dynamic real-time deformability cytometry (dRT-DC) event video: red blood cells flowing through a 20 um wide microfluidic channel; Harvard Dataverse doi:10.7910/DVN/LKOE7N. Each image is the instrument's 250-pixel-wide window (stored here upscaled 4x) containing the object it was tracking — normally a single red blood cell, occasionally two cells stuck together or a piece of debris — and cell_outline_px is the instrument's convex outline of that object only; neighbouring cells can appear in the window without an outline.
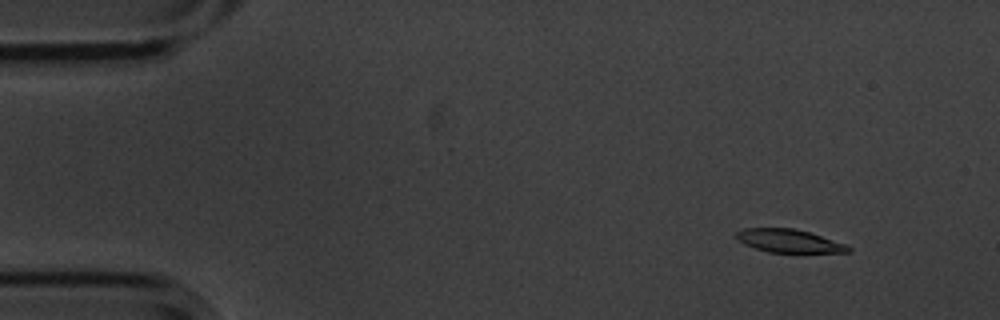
{"species": "common noctule bat (a hibernating species)", "species_latin": "Nyctalus noctula", "temperature_condition": "cold", "stored_images_in_passage": 57, "camera_frame_rate_fps": 3000, "um_per_image_px": 0.085, "animal": {"sex": "male", "body_mass_g": 20.1, "forearm_length_mm": 53.5}, "frame": {"image": 1, "passage_image": 5, "time_ms": 1.333, "image_size_px": [1000, 320], "cell_outline_px": [[852, 252], [768, 252], [744, 244], [736, 236], [736, 232], [744, 228], [792, 228], [808, 232], [844, 244], [852, 248]], "centroid_in_image_um": [67.04, 20.47], "position_along_channel_um": 18.0, "area_um2": 14.74}}
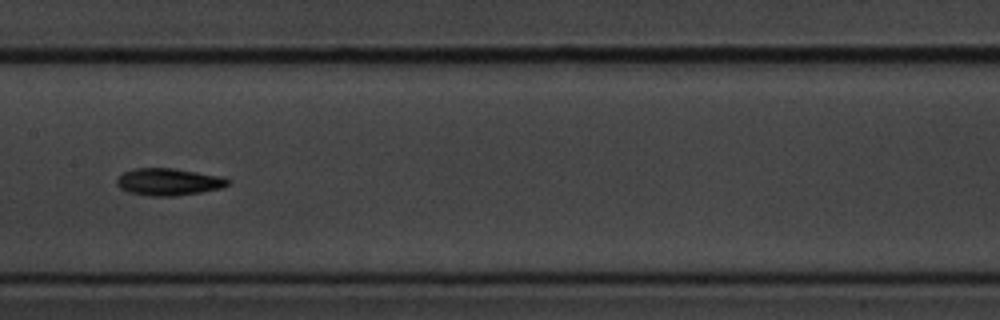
{"frame": {"image": 2, "passage_image": 28, "time_ms": 9.0, "image_size_px": [1000, 320], "cell_outline_px": [[232, 180], [228, 184], [220, 188], [200, 192], [176, 196], [148, 196], [128, 192], [120, 188], [116, 184], [116, 180], [124, 172], [132, 168], [172, 168], [220, 176]], "centroid_in_image_um": [14.3, 15.46], "position_along_channel_um": 193.1, "area_um2": 17.51}}
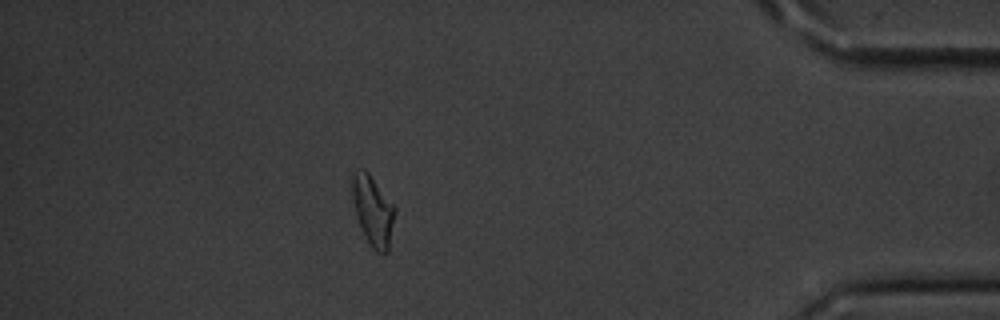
{"frame": {"image": 3, "passage_image": 50, "time_ms": 16.333, "image_size_px": [1000, 320], "cell_outline_px": [[396, 212], [388, 252], [376, 252], [372, 248], [356, 216], [352, 192], [352, 172], [356, 168], [364, 168], [368, 172], [396, 208]], "centroid_in_image_um": [31.7, 17.86], "position_along_channel_um": 403.5, "area_um2": 17.22}, "authors_computed_cell_mechanics": {"area_um2": 16.9354, "velocity_mm_per_s": 3.4693, "shape_relaxation_time_tau1_ms": 4.2431, "shape_relaxation_time_tau2_ms": null, "deformation_change_tau1": 0.1345, "deformation_change_tau2": null}}